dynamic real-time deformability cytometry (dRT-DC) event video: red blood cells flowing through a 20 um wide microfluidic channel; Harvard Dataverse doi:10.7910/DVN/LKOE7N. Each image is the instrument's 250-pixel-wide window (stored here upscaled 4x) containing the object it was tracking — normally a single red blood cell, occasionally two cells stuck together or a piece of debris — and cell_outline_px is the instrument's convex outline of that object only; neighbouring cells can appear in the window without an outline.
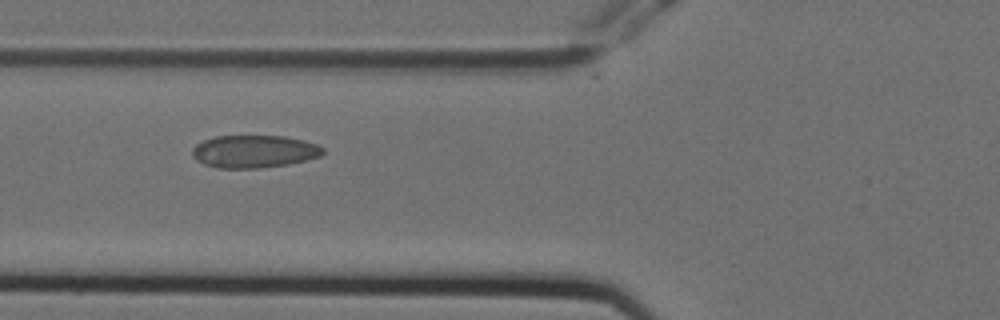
{"species": "Egyptian fruit bat (a non-hibernating species)", "species_latin": "Rousettus aegyptiacus", "temperature_condition": "cold", "stored_images_in_passage": 6, "camera_frame_rate_fps": 3000, "um_per_image_px": 0.085, "animal": {"sex": "female"}, "frame": {"image": 1, "passage_image": 5, "time_ms": 1.333, "image_size_px": [1000, 320], "cell_outline_px": [[324, 152], [320, 156], [288, 164], [256, 168], [216, 168], [204, 164], [196, 160], [192, 156], [192, 148], [196, 144], [204, 140], [216, 136], [284, 136], [304, 140], [316, 144], [324, 148]], "centroid_in_image_um": [21.57, 12.87], "position_along_channel_um": 104.2, "area_um2": 24.8}}
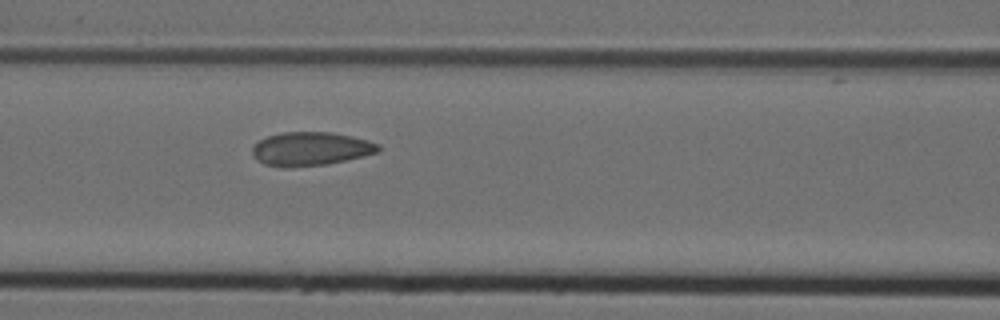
{"frame": {"image": 2, "passage_image": 6, "time_ms": 1.667, "image_size_px": [1000, 320], "cell_outline_px": [[380, 152], [364, 156], [328, 164], [284, 168], [264, 164], [256, 160], [252, 156], [252, 148], [260, 140], [268, 136], [284, 132], [332, 132], [352, 136], [368, 140], [380, 144]], "centroid_in_image_um": [26.42, 12.66], "position_along_channel_um": 140.2, "area_um2": 24.91}}